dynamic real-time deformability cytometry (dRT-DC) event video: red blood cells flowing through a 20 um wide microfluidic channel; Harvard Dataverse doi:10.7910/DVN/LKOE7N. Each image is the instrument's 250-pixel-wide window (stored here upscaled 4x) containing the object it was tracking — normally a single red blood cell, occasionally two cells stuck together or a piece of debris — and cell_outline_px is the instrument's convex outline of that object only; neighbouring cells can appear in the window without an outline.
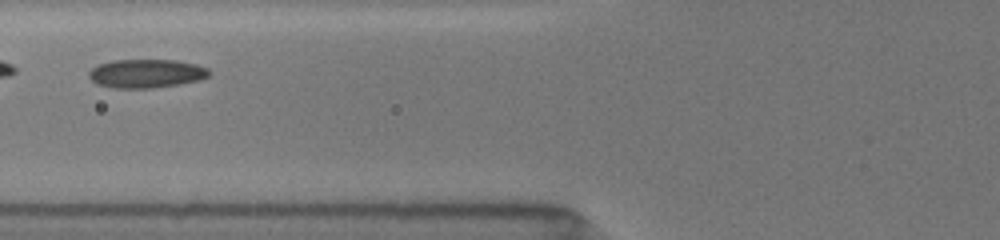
{"species": "common noctule bat (a hibernating species)", "species_latin": "Nyctalus noctula", "temperature_condition": "room temperature", "stored_images_in_passage": 15, "camera_frame_rate_fps": 3000, "um_per_image_px": 0.085, "animal": {"sex": "female", "body_mass_g": 19.5, "forearm_length_mm": 54.1}, "frame": {"image": 1, "passage_image": 5, "time_ms": 2.0, "image_size_px": [1000, 240], "cell_outline_px": [[212, 72], [208, 76], [200, 80], [180, 84], [152, 88], [112, 88], [96, 84], [88, 76], [88, 72], [96, 64], [112, 60], [176, 60], [196, 64], [208, 68]], "centroid_in_image_um": [12.42, 6.25], "position_along_channel_um": 113.4, "area_um2": 20.35}}
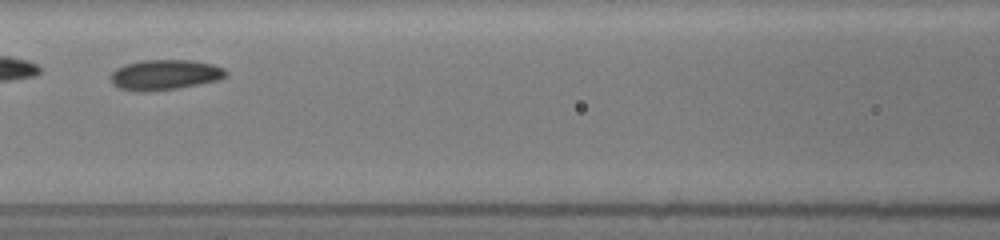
{"frame": {"image": 2, "passage_image": 9, "time_ms": 3.0, "image_size_px": [1000, 240], "cell_outline_px": [[228, 76], [220, 80], [180, 88], [152, 92], [136, 92], [120, 88], [112, 84], [112, 72], [116, 68], [124, 64], [140, 60], [192, 60], [212, 64], [224, 68], [228, 72]], "centroid_in_image_um": [14.04, 6.37], "position_along_channel_um": 152.6, "area_um2": 20.75}}
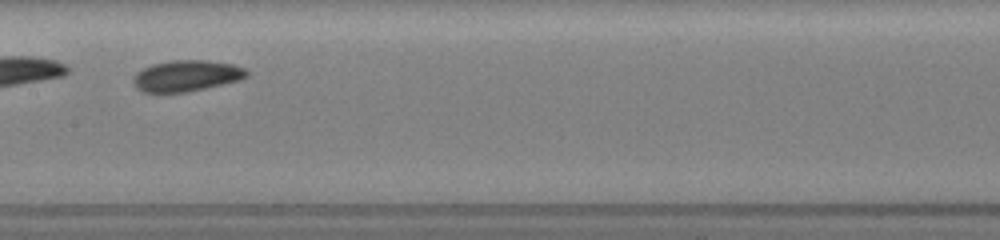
{"frame": {"image": 3, "passage_image": 14, "time_ms": 4.0, "image_size_px": [1000, 240], "cell_outline_px": [[248, 76], [240, 80], [188, 92], [144, 92], [136, 88], [132, 80], [136, 72], [152, 64], [172, 60], [208, 60], [232, 64], [244, 68], [248, 72]], "centroid_in_image_um": [15.85, 6.44], "position_along_channel_um": 191.6, "area_um2": 20.58}}